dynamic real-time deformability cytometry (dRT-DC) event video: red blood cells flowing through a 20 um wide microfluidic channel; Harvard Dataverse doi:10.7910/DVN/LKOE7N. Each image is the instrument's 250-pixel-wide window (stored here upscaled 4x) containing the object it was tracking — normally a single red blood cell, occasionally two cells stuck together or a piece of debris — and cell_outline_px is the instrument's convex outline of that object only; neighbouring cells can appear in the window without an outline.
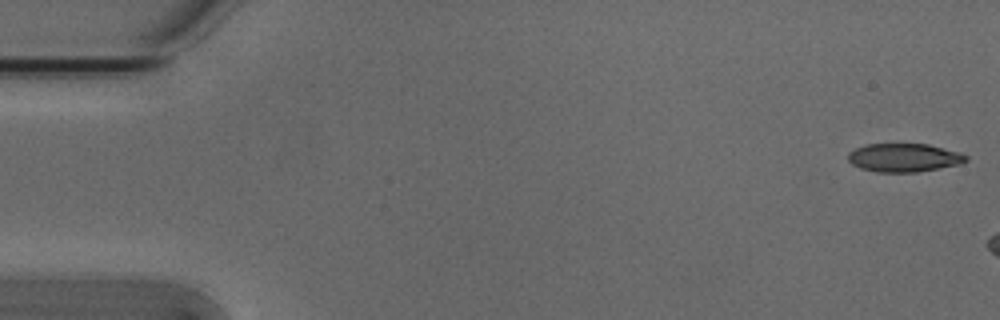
{"species": "Egyptian fruit bat (a non-hibernating species)", "species_latin": "Rousettus aegyptiacus", "temperature_condition": "cold", "stored_images_in_passage": 9, "camera_frame_rate_fps": 3000, "um_per_image_px": 0.085, "animal": {"sex": "male"}, "frame": {"image": 1, "passage_image": 1, "time_ms": 0.0, "image_size_px": [1000, 320], "cell_outline_px": [[968, 160], [960, 164], [916, 172], [876, 172], [860, 168], [852, 164], [848, 160], [848, 152], [856, 148], [868, 144], [928, 144], [960, 152], [968, 156]], "centroid_in_image_um": [76.84, 13.4], "position_along_channel_um": 8.2, "area_um2": 19.54}}